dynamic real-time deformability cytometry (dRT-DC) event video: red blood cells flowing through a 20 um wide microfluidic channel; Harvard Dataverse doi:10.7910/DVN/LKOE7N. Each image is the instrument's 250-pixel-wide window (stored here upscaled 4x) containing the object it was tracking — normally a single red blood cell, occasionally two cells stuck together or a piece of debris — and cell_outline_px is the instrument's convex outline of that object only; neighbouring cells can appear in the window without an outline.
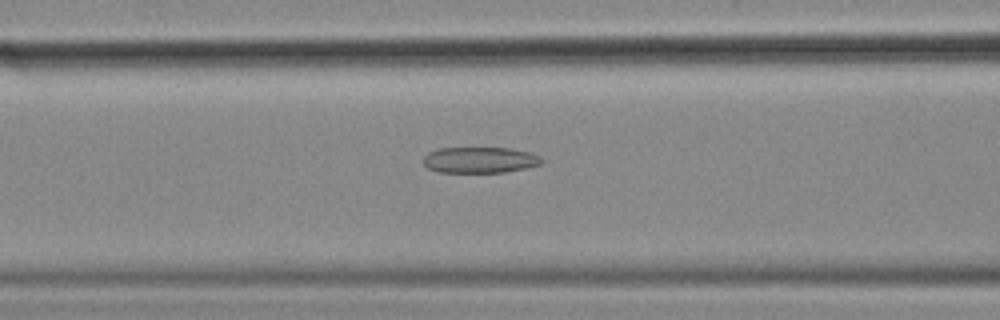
{"species": "common noctule bat (a hibernating species)", "species_latin": "Nyctalus noctula", "temperature_condition": "cold", "stored_images_in_passage": 52, "camera_frame_rate_fps": 3000, "um_per_image_px": 0.085, "animal": {"sex": "female", "body_mass_g": 18.4}, "frame": {"image": 1, "passage_image": 18, "time_ms": 5.667, "image_size_px": [1000, 320], "cell_outline_px": [[544, 160], [540, 164], [524, 168], [504, 172], [436, 172], [428, 168], [424, 164], [424, 156], [428, 152], [440, 148], [512, 148], [528, 152], [540, 156]], "centroid_in_image_um": [40.77, 13.59], "position_along_channel_um": 125.8, "area_um2": 17.86}}
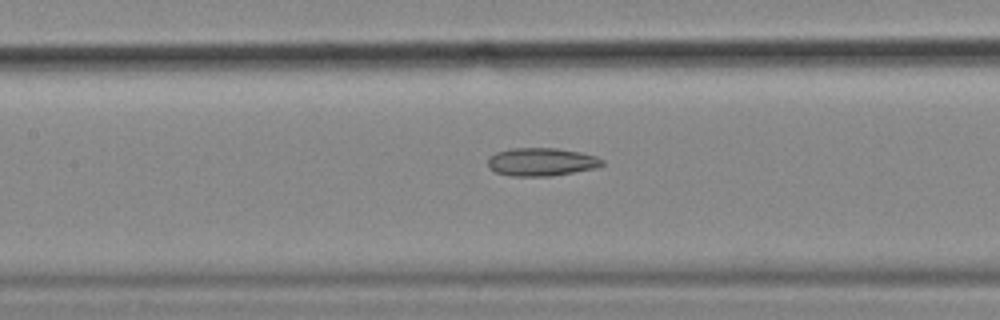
{"frame": {"image": 2, "passage_image": 21, "time_ms": 6.667, "image_size_px": [1000, 320], "cell_outline_px": [[604, 164], [596, 168], [552, 176], [512, 176], [496, 172], [488, 168], [488, 156], [496, 152], [512, 148], [556, 148], [580, 152], [596, 156], [604, 160]], "centroid_in_image_um": [46.01, 13.76], "position_along_channel_um": 161.4, "area_um2": 18.84}}
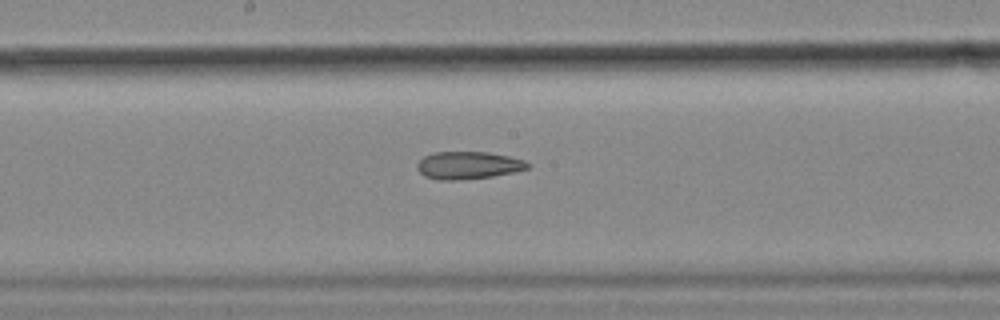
{"frame": {"image": 3, "passage_image": 25, "time_ms": 8.0, "image_size_px": [1000, 320], "cell_outline_px": [[532, 164], [528, 168], [512, 172], [492, 176], [460, 180], [436, 180], [424, 176], [416, 168], [416, 164], [424, 156], [432, 152], [488, 152], [508, 156], [524, 160]], "centroid_in_image_um": [39.76, 14.05], "position_along_channel_um": 208.4, "area_um2": 17.8}}